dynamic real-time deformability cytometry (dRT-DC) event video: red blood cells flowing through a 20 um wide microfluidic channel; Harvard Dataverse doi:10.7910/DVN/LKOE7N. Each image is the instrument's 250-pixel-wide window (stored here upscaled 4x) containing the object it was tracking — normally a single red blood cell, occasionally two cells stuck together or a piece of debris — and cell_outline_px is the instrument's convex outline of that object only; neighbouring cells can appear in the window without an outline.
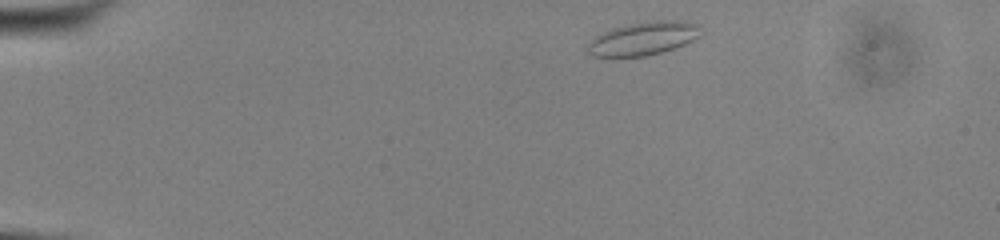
{"species": "common noctule bat (a hibernating species)", "species_latin": "Nyctalus noctula", "temperature_condition": "cold", "stored_images_in_passage": 46, "camera_frame_rate_fps": 3000, "um_per_image_px": 0.085, "animal": {"sex": "male", "body_mass_g": 13.0, "forearm_length_mm": 53.1}, "frame": {"image": 1, "passage_image": 2, "time_ms": 0.333, "image_size_px": [1000, 240], "cell_outline_px": [[700, 28], [696, 36], [692, 40], [684, 44], [660, 52], [644, 56], [592, 56], [588, 52], [588, 44], [596, 36], [612, 28], [652, 20], [680, 20], [696, 24]], "centroid_in_image_um": [54.65, 3.26], "position_along_channel_um": 30.3, "area_um2": 21.33}}
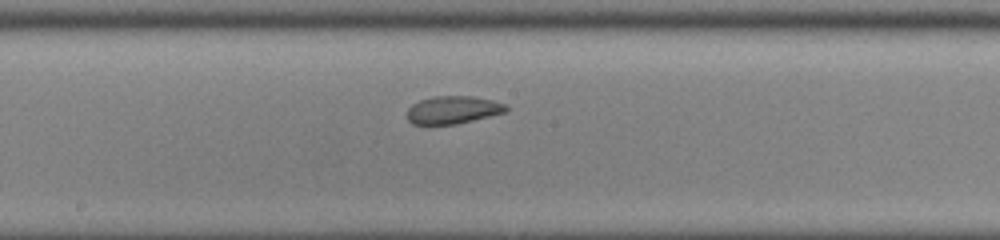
{"frame": {"image": 2, "passage_image": 22, "time_ms": 7.0, "image_size_px": [1000, 240], "cell_outline_px": [[508, 108], [504, 112], [456, 124], [412, 124], [408, 120], [408, 108], [412, 104], [420, 100], [436, 96], [472, 96], [492, 100], [504, 104]], "centroid_in_image_um": [38.47, 9.33], "position_along_channel_um": 209.7, "area_um2": 15.72}}
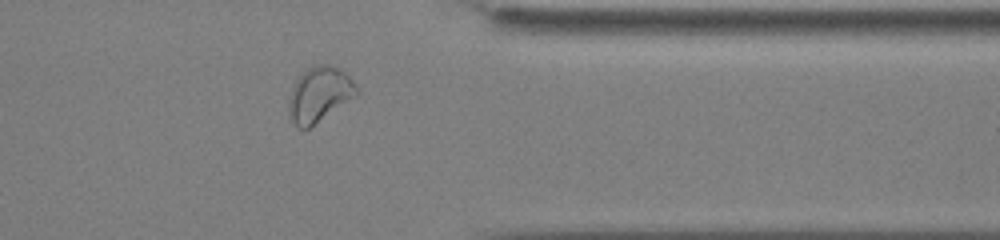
{"frame": {"image": 3, "passage_image": 36, "time_ms": 11.667, "image_size_px": [1000, 240], "cell_outline_px": [[360, 92], [356, 96], [308, 128], [300, 128], [288, 116], [288, 104], [292, 88], [296, 80], [312, 64], [328, 64], [344, 72], [360, 88]], "centroid_in_image_um": [27.16, 8.01], "position_along_channel_um": 384.2, "area_um2": 21.5}, "authors_computed_cell_mechanics": {"area_um2": 18.2937, "velocity_mm_per_s": 3.8537, "shape_relaxation_time_tau1_ms": null, "shape_relaxation_time_tau2_ms": 1.5397, "deformation_change_tau1": null, "deformation_change_tau2": 0.073}}